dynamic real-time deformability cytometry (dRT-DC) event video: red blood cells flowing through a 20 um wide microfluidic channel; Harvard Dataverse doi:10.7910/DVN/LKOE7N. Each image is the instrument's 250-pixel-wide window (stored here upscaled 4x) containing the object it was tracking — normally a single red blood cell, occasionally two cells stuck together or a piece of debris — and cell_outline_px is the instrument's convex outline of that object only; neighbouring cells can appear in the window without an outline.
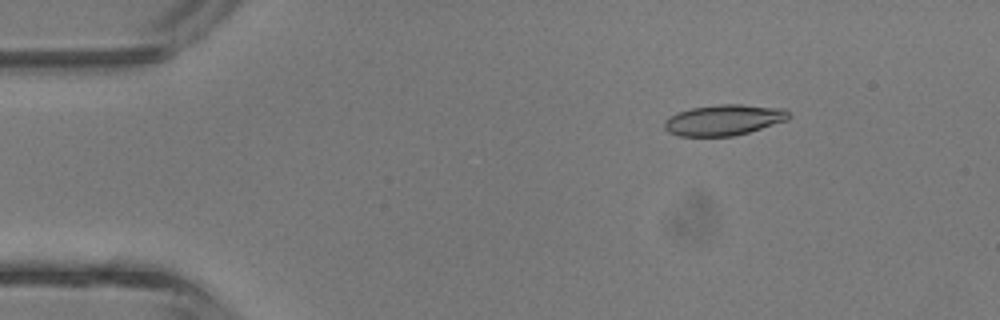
{"species": "common noctule bat (a hibernating species)", "species_latin": "Nyctalus noctula", "temperature_condition": "room temperature", "stored_images_in_passage": 10, "camera_frame_rate_fps": 3000, "um_per_image_px": 0.085, "animal": {"sex": "male", "body_mass_g": 13.3}, "frame": {"image": 1, "passage_image": 6, "time_ms": 1.667, "image_size_px": [1000, 320], "cell_outline_px": [[772, 120], [756, 128], [744, 132], [720, 136], [692, 136], [704, 108], [760, 108], [772, 112]], "centroid_in_image_um": [62.09, 10.28], "position_along_channel_um": 22.9, "area_um2": 12.54}}